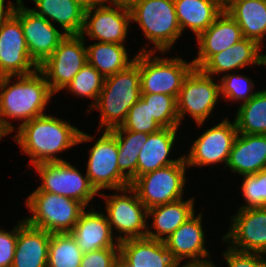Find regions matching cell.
I'll list each match as a JSON object with an SVG mask.
<instances>
[{
  "label": "cell",
  "mask_w": 266,
  "mask_h": 267,
  "mask_svg": "<svg viewBox=\"0 0 266 267\" xmlns=\"http://www.w3.org/2000/svg\"><path fill=\"white\" fill-rule=\"evenodd\" d=\"M93 139L66 121L46 114L25 122L14 136L21 150L31 157L33 165L66 161L56 157V153Z\"/></svg>",
  "instance_id": "obj_1"
},
{
  "label": "cell",
  "mask_w": 266,
  "mask_h": 267,
  "mask_svg": "<svg viewBox=\"0 0 266 267\" xmlns=\"http://www.w3.org/2000/svg\"><path fill=\"white\" fill-rule=\"evenodd\" d=\"M12 77L1 76L0 79V122L9 134L15 129L6 118L22 120L19 128L25 122L44 115L45 107L54 95L39 69L29 75L14 76L18 80L9 85Z\"/></svg>",
  "instance_id": "obj_2"
},
{
  "label": "cell",
  "mask_w": 266,
  "mask_h": 267,
  "mask_svg": "<svg viewBox=\"0 0 266 267\" xmlns=\"http://www.w3.org/2000/svg\"><path fill=\"white\" fill-rule=\"evenodd\" d=\"M141 94L138 53L134 63L127 69L104 79L103 88L92 107L100 110L98 131L104 126V130L121 126L129 109L139 100Z\"/></svg>",
  "instance_id": "obj_3"
},
{
  "label": "cell",
  "mask_w": 266,
  "mask_h": 267,
  "mask_svg": "<svg viewBox=\"0 0 266 267\" xmlns=\"http://www.w3.org/2000/svg\"><path fill=\"white\" fill-rule=\"evenodd\" d=\"M129 9L131 21L139 23L154 50L166 53L182 35L174 0H135Z\"/></svg>",
  "instance_id": "obj_4"
},
{
  "label": "cell",
  "mask_w": 266,
  "mask_h": 267,
  "mask_svg": "<svg viewBox=\"0 0 266 267\" xmlns=\"http://www.w3.org/2000/svg\"><path fill=\"white\" fill-rule=\"evenodd\" d=\"M26 203L33 215L24 221L51 234L70 233L86 208L78 200L41 190H34Z\"/></svg>",
  "instance_id": "obj_5"
},
{
  "label": "cell",
  "mask_w": 266,
  "mask_h": 267,
  "mask_svg": "<svg viewBox=\"0 0 266 267\" xmlns=\"http://www.w3.org/2000/svg\"><path fill=\"white\" fill-rule=\"evenodd\" d=\"M149 50L143 48L139 52L141 93L167 94L177 99L184 78L194 68L193 62L178 57H153L155 51Z\"/></svg>",
  "instance_id": "obj_6"
},
{
  "label": "cell",
  "mask_w": 266,
  "mask_h": 267,
  "mask_svg": "<svg viewBox=\"0 0 266 267\" xmlns=\"http://www.w3.org/2000/svg\"><path fill=\"white\" fill-rule=\"evenodd\" d=\"M184 155L175 164L138 176L131 187L147 209L183 199L186 184Z\"/></svg>",
  "instance_id": "obj_7"
},
{
  "label": "cell",
  "mask_w": 266,
  "mask_h": 267,
  "mask_svg": "<svg viewBox=\"0 0 266 267\" xmlns=\"http://www.w3.org/2000/svg\"><path fill=\"white\" fill-rule=\"evenodd\" d=\"M85 36L66 35L55 51L39 66L53 94L65 89L87 63Z\"/></svg>",
  "instance_id": "obj_8"
},
{
  "label": "cell",
  "mask_w": 266,
  "mask_h": 267,
  "mask_svg": "<svg viewBox=\"0 0 266 267\" xmlns=\"http://www.w3.org/2000/svg\"><path fill=\"white\" fill-rule=\"evenodd\" d=\"M42 184L36 189L55 193L81 202L86 208L96 194L87 174L82 176L76 167L67 161L45 162L34 165Z\"/></svg>",
  "instance_id": "obj_9"
},
{
  "label": "cell",
  "mask_w": 266,
  "mask_h": 267,
  "mask_svg": "<svg viewBox=\"0 0 266 267\" xmlns=\"http://www.w3.org/2000/svg\"><path fill=\"white\" fill-rule=\"evenodd\" d=\"M119 191L120 193L124 192V194H113L108 197V195L100 193L106 200V216L112 232L115 228L124 234L115 236L116 241L121 242L127 239L144 238L148 230V225L146 224L148 209L139 200L136 191L131 186L122 188ZM131 193H133V196H130Z\"/></svg>",
  "instance_id": "obj_10"
},
{
  "label": "cell",
  "mask_w": 266,
  "mask_h": 267,
  "mask_svg": "<svg viewBox=\"0 0 266 267\" xmlns=\"http://www.w3.org/2000/svg\"><path fill=\"white\" fill-rule=\"evenodd\" d=\"M212 76L193 68L184 78L177 101L179 125L189 113L199 127L209 117L219 99L220 84L214 83Z\"/></svg>",
  "instance_id": "obj_11"
},
{
  "label": "cell",
  "mask_w": 266,
  "mask_h": 267,
  "mask_svg": "<svg viewBox=\"0 0 266 267\" xmlns=\"http://www.w3.org/2000/svg\"><path fill=\"white\" fill-rule=\"evenodd\" d=\"M89 152L86 174L97 192L107 188L119 191L131 186L120 173L117 141L108 130L103 132Z\"/></svg>",
  "instance_id": "obj_12"
},
{
  "label": "cell",
  "mask_w": 266,
  "mask_h": 267,
  "mask_svg": "<svg viewBox=\"0 0 266 267\" xmlns=\"http://www.w3.org/2000/svg\"><path fill=\"white\" fill-rule=\"evenodd\" d=\"M23 3V0L16 1L13 15L21 23L32 60L40 66L55 51L66 34L58 31L52 22L26 8Z\"/></svg>",
  "instance_id": "obj_13"
},
{
  "label": "cell",
  "mask_w": 266,
  "mask_h": 267,
  "mask_svg": "<svg viewBox=\"0 0 266 267\" xmlns=\"http://www.w3.org/2000/svg\"><path fill=\"white\" fill-rule=\"evenodd\" d=\"M130 22L131 12L127 6H88L85 9L84 25L80 35L84 37L87 34L91 39L103 43L124 44Z\"/></svg>",
  "instance_id": "obj_14"
},
{
  "label": "cell",
  "mask_w": 266,
  "mask_h": 267,
  "mask_svg": "<svg viewBox=\"0 0 266 267\" xmlns=\"http://www.w3.org/2000/svg\"><path fill=\"white\" fill-rule=\"evenodd\" d=\"M231 218L232 225L223 241L239 252L266 255V207L238 208Z\"/></svg>",
  "instance_id": "obj_15"
},
{
  "label": "cell",
  "mask_w": 266,
  "mask_h": 267,
  "mask_svg": "<svg viewBox=\"0 0 266 267\" xmlns=\"http://www.w3.org/2000/svg\"><path fill=\"white\" fill-rule=\"evenodd\" d=\"M38 69L28 52L21 23L12 15L0 27V75H29Z\"/></svg>",
  "instance_id": "obj_16"
},
{
  "label": "cell",
  "mask_w": 266,
  "mask_h": 267,
  "mask_svg": "<svg viewBox=\"0 0 266 267\" xmlns=\"http://www.w3.org/2000/svg\"><path fill=\"white\" fill-rule=\"evenodd\" d=\"M235 121L226 118L206 130L191 146L189 155H184L187 167L204 166L223 162L227 165L231 148L237 136Z\"/></svg>",
  "instance_id": "obj_17"
},
{
  "label": "cell",
  "mask_w": 266,
  "mask_h": 267,
  "mask_svg": "<svg viewBox=\"0 0 266 267\" xmlns=\"http://www.w3.org/2000/svg\"><path fill=\"white\" fill-rule=\"evenodd\" d=\"M120 260L123 267H180L174 252L164 241L147 237L119 242Z\"/></svg>",
  "instance_id": "obj_18"
},
{
  "label": "cell",
  "mask_w": 266,
  "mask_h": 267,
  "mask_svg": "<svg viewBox=\"0 0 266 267\" xmlns=\"http://www.w3.org/2000/svg\"><path fill=\"white\" fill-rule=\"evenodd\" d=\"M240 26L223 11L216 20L198 37V57L193 59L194 68L199 69L212 55L225 51L243 39Z\"/></svg>",
  "instance_id": "obj_19"
},
{
  "label": "cell",
  "mask_w": 266,
  "mask_h": 267,
  "mask_svg": "<svg viewBox=\"0 0 266 267\" xmlns=\"http://www.w3.org/2000/svg\"><path fill=\"white\" fill-rule=\"evenodd\" d=\"M85 210L86 208L70 232L80 250L86 253L104 248H119V242L113 241L107 216L94 211V208L88 212Z\"/></svg>",
  "instance_id": "obj_20"
},
{
  "label": "cell",
  "mask_w": 266,
  "mask_h": 267,
  "mask_svg": "<svg viewBox=\"0 0 266 267\" xmlns=\"http://www.w3.org/2000/svg\"><path fill=\"white\" fill-rule=\"evenodd\" d=\"M204 236L202 215L195 216L194 214L167 237L164 243L174 252L180 262L184 258H190L191 261L186 263H204L210 261L209 252L204 246Z\"/></svg>",
  "instance_id": "obj_21"
},
{
  "label": "cell",
  "mask_w": 266,
  "mask_h": 267,
  "mask_svg": "<svg viewBox=\"0 0 266 267\" xmlns=\"http://www.w3.org/2000/svg\"><path fill=\"white\" fill-rule=\"evenodd\" d=\"M50 233L27 224H17V242L11 267H47Z\"/></svg>",
  "instance_id": "obj_22"
},
{
  "label": "cell",
  "mask_w": 266,
  "mask_h": 267,
  "mask_svg": "<svg viewBox=\"0 0 266 267\" xmlns=\"http://www.w3.org/2000/svg\"><path fill=\"white\" fill-rule=\"evenodd\" d=\"M260 45L251 39L243 38L225 51L212 55L199 69L209 75L220 74L247 65H266V54H260Z\"/></svg>",
  "instance_id": "obj_23"
},
{
  "label": "cell",
  "mask_w": 266,
  "mask_h": 267,
  "mask_svg": "<svg viewBox=\"0 0 266 267\" xmlns=\"http://www.w3.org/2000/svg\"><path fill=\"white\" fill-rule=\"evenodd\" d=\"M226 166L242 176L266 169V135L238 133Z\"/></svg>",
  "instance_id": "obj_24"
},
{
  "label": "cell",
  "mask_w": 266,
  "mask_h": 267,
  "mask_svg": "<svg viewBox=\"0 0 266 267\" xmlns=\"http://www.w3.org/2000/svg\"><path fill=\"white\" fill-rule=\"evenodd\" d=\"M178 128H161L150 133L141 148L137 161V177L161 167L177 163L182 157L168 159L176 139Z\"/></svg>",
  "instance_id": "obj_25"
},
{
  "label": "cell",
  "mask_w": 266,
  "mask_h": 267,
  "mask_svg": "<svg viewBox=\"0 0 266 267\" xmlns=\"http://www.w3.org/2000/svg\"><path fill=\"white\" fill-rule=\"evenodd\" d=\"M194 212V198H190L187 201L180 199L148 209V217L152 216V228L155 231L152 232L148 227L145 237L164 241L179 226L193 216Z\"/></svg>",
  "instance_id": "obj_26"
},
{
  "label": "cell",
  "mask_w": 266,
  "mask_h": 267,
  "mask_svg": "<svg viewBox=\"0 0 266 267\" xmlns=\"http://www.w3.org/2000/svg\"><path fill=\"white\" fill-rule=\"evenodd\" d=\"M32 10L51 22L61 25L66 35H80L84 25L86 7L78 0H33ZM38 9V11L36 10Z\"/></svg>",
  "instance_id": "obj_27"
},
{
  "label": "cell",
  "mask_w": 266,
  "mask_h": 267,
  "mask_svg": "<svg viewBox=\"0 0 266 267\" xmlns=\"http://www.w3.org/2000/svg\"><path fill=\"white\" fill-rule=\"evenodd\" d=\"M181 31L192 30L196 38L223 12L217 0H174Z\"/></svg>",
  "instance_id": "obj_28"
},
{
  "label": "cell",
  "mask_w": 266,
  "mask_h": 267,
  "mask_svg": "<svg viewBox=\"0 0 266 267\" xmlns=\"http://www.w3.org/2000/svg\"><path fill=\"white\" fill-rule=\"evenodd\" d=\"M227 12L240 26L243 37L261 46L266 35V0H242L233 4Z\"/></svg>",
  "instance_id": "obj_29"
},
{
  "label": "cell",
  "mask_w": 266,
  "mask_h": 267,
  "mask_svg": "<svg viewBox=\"0 0 266 267\" xmlns=\"http://www.w3.org/2000/svg\"><path fill=\"white\" fill-rule=\"evenodd\" d=\"M87 62L105 78L127 69L134 63L129 60L124 44L97 42L86 47Z\"/></svg>",
  "instance_id": "obj_30"
},
{
  "label": "cell",
  "mask_w": 266,
  "mask_h": 267,
  "mask_svg": "<svg viewBox=\"0 0 266 267\" xmlns=\"http://www.w3.org/2000/svg\"><path fill=\"white\" fill-rule=\"evenodd\" d=\"M118 145V168L120 173L132 183L137 178L138 154L147 142L148 135L129 130H108Z\"/></svg>",
  "instance_id": "obj_31"
},
{
  "label": "cell",
  "mask_w": 266,
  "mask_h": 267,
  "mask_svg": "<svg viewBox=\"0 0 266 267\" xmlns=\"http://www.w3.org/2000/svg\"><path fill=\"white\" fill-rule=\"evenodd\" d=\"M236 114L238 133L266 135V89L242 103Z\"/></svg>",
  "instance_id": "obj_32"
},
{
  "label": "cell",
  "mask_w": 266,
  "mask_h": 267,
  "mask_svg": "<svg viewBox=\"0 0 266 267\" xmlns=\"http://www.w3.org/2000/svg\"><path fill=\"white\" fill-rule=\"evenodd\" d=\"M82 255L70 233H50L47 267H80Z\"/></svg>",
  "instance_id": "obj_33"
},
{
  "label": "cell",
  "mask_w": 266,
  "mask_h": 267,
  "mask_svg": "<svg viewBox=\"0 0 266 267\" xmlns=\"http://www.w3.org/2000/svg\"><path fill=\"white\" fill-rule=\"evenodd\" d=\"M155 121L162 128H178L176 98L167 94H141Z\"/></svg>",
  "instance_id": "obj_34"
},
{
  "label": "cell",
  "mask_w": 266,
  "mask_h": 267,
  "mask_svg": "<svg viewBox=\"0 0 266 267\" xmlns=\"http://www.w3.org/2000/svg\"><path fill=\"white\" fill-rule=\"evenodd\" d=\"M104 79L105 77L87 62L65 88L76 96L94 99L91 109L103 88Z\"/></svg>",
  "instance_id": "obj_35"
},
{
  "label": "cell",
  "mask_w": 266,
  "mask_h": 267,
  "mask_svg": "<svg viewBox=\"0 0 266 267\" xmlns=\"http://www.w3.org/2000/svg\"><path fill=\"white\" fill-rule=\"evenodd\" d=\"M161 128L162 127L152 117L145 100L140 97L129 109L126 119L121 126L111 130H129L150 134L159 131Z\"/></svg>",
  "instance_id": "obj_36"
},
{
  "label": "cell",
  "mask_w": 266,
  "mask_h": 267,
  "mask_svg": "<svg viewBox=\"0 0 266 267\" xmlns=\"http://www.w3.org/2000/svg\"><path fill=\"white\" fill-rule=\"evenodd\" d=\"M254 83L250 78L236 74H224L220 84V95L225 100L243 101L242 103L250 100L257 91L252 92ZM252 92V93H251Z\"/></svg>",
  "instance_id": "obj_37"
},
{
  "label": "cell",
  "mask_w": 266,
  "mask_h": 267,
  "mask_svg": "<svg viewBox=\"0 0 266 267\" xmlns=\"http://www.w3.org/2000/svg\"><path fill=\"white\" fill-rule=\"evenodd\" d=\"M243 177L241 190L248 204L241 208L266 207V169Z\"/></svg>",
  "instance_id": "obj_38"
},
{
  "label": "cell",
  "mask_w": 266,
  "mask_h": 267,
  "mask_svg": "<svg viewBox=\"0 0 266 267\" xmlns=\"http://www.w3.org/2000/svg\"><path fill=\"white\" fill-rule=\"evenodd\" d=\"M120 260V248H104L83 253L80 267H115Z\"/></svg>",
  "instance_id": "obj_39"
},
{
  "label": "cell",
  "mask_w": 266,
  "mask_h": 267,
  "mask_svg": "<svg viewBox=\"0 0 266 267\" xmlns=\"http://www.w3.org/2000/svg\"><path fill=\"white\" fill-rule=\"evenodd\" d=\"M223 256L228 267H266V257L261 253L239 252L228 247Z\"/></svg>",
  "instance_id": "obj_40"
},
{
  "label": "cell",
  "mask_w": 266,
  "mask_h": 267,
  "mask_svg": "<svg viewBox=\"0 0 266 267\" xmlns=\"http://www.w3.org/2000/svg\"><path fill=\"white\" fill-rule=\"evenodd\" d=\"M17 242V225L10 232L0 229V267H11Z\"/></svg>",
  "instance_id": "obj_41"
},
{
  "label": "cell",
  "mask_w": 266,
  "mask_h": 267,
  "mask_svg": "<svg viewBox=\"0 0 266 267\" xmlns=\"http://www.w3.org/2000/svg\"><path fill=\"white\" fill-rule=\"evenodd\" d=\"M5 0H0V27L1 25L6 22L13 14L16 8V5L12 2H8L7 7L5 8Z\"/></svg>",
  "instance_id": "obj_42"
},
{
  "label": "cell",
  "mask_w": 266,
  "mask_h": 267,
  "mask_svg": "<svg viewBox=\"0 0 266 267\" xmlns=\"http://www.w3.org/2000/svg\"><path fill=\"white\" fill-rule=\"evenodd\" d=\"M135 0H100V4H106L110 2L112 5H123L129 7V5Z\"/></svg>",
  "instance_id": "obj_43"
},
{
  "label": "cell",
  "mask_w": 266,
  "mask_h": 267,
  "mask_svg": "<svg viewBox=\"0 0 266 267\" xmlns=\"http://www.w3.org/2000/svg\"><path fill=\"white\" fill-rule=\"evenodd\" d=\"M221 9L227 11L233 4L242 0H217Z\"/></svg>",
  "instance_id": "obj_44"
},
{
  "label": "cell",
  "mask_w": 266,
  "mask_h": 267,
  "mask_svg": "<svg viewBox=\"0 0 266 267\" xmlns=\"http://www.w3.org/2000/svg\"><path fill=\"white\" fill-rule=\"evenodd\" d=\"M181 267H216L212 261L204 262V263H185Z\"/></svg>",
  "instance_id": "obj_45"
},
{
  "label": "cell",
  "mask_w": 266,
  "mask_h": 267,
  "mask_svg": "<svg viewBox=\"0 0 266 267\" xmlns=\"http://www.w3.org/2000/svg\"><path fill=\"white\" fill-rule=\"evenodd\" d=\"M78 1H80L85 7L100 4V0H78Z\"/></svg>",
  "instance_id": "obj_46"
},
{
  "label": "cell",
  "mask_w": 266,
  "mask_h": 267,
  "mask_svg": "<svg viewBox=\"0 0 266 267\" xmlns=\"http://www.w3.org/2000/svg\"><path fill=\"white\" fill-rule=\"evenodd\" d=\"M115 267H123L120 263H118Z\"/></svg>",
  "instance_id": "obj_47"
}]
</instances>
